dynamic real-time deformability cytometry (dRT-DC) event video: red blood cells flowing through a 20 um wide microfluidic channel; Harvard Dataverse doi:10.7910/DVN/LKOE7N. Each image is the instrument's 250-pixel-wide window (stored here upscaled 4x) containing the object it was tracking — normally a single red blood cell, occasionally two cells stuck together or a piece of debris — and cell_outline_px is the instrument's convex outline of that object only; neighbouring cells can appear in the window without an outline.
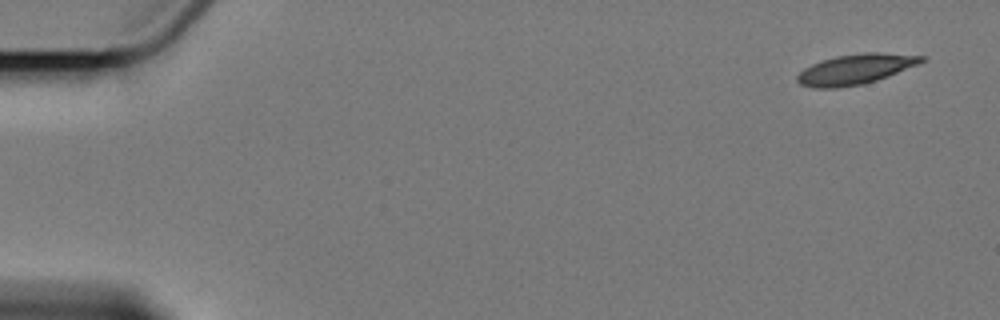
{"species": "Egyptian fruit bat (a non-hibernating species)", "species_latin": "Rousettus aegyptiacus", "temperature_condition": "cold", "stored_images_in_passage": 4, "camera_frame_rate_fps": 3000, "um_per_image_px": 0.085, "animal": {"sex": "female"}, "frame": {"image": 1, "passage_image": 1, "time_ms": 0.0, "image_size_px": [1000, 320], "cell_outline_px": [[924, 60], [916, 64], [888, 76], [864, 84], [836, 88], [812, 88], [800, 84], [796, 80], [796, 76], [804, 68], [812, 64], [836, 56], [864, 52], [876, 52], [924, 56]], "centroid_in_image_um": [72.65, 5.89], "position_along_channel_um": 12.3, "area_um2": 21.56}}
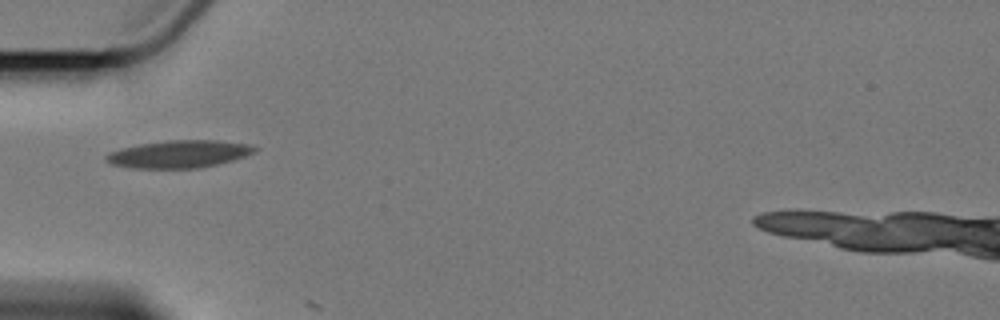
{"frame": {"image": 2, "passage_image": 4, "time_ms": 5.667, "image_size_px": [1000, 320], "cell_outline_px": [[260, 148], [256, 152], [232, 160], [200, 168], [132, 168], [112, 164], [104, 160], [104, 156], [108, 152], [120, 148], [140, 144], [168, 140], [220, 140], [252, 144]], "centroid_in_image_um": [15.23, 13.08], "position_along_channel_um": 69.8, "area_um2": 24.04}}